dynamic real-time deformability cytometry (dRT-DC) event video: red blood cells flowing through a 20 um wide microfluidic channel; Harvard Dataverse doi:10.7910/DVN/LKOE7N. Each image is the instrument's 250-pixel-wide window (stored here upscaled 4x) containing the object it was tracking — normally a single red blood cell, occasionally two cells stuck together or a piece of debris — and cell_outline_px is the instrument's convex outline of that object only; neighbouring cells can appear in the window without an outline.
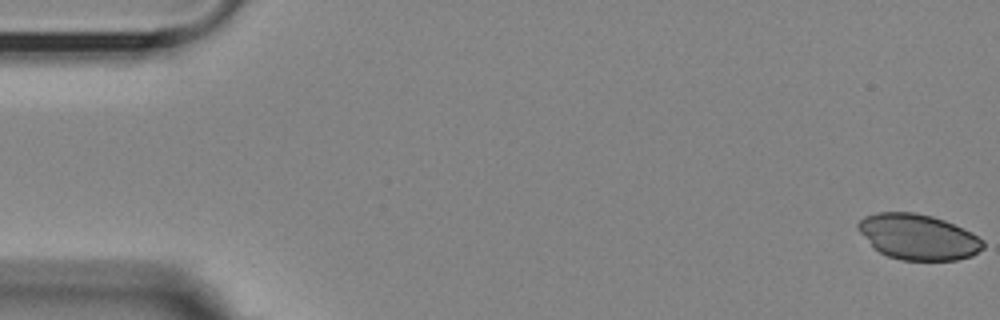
{"species": "Egyptian fruit bat (a non-hibernating species)", "species_latin": "Rousettus aegyptiacus", "temperature_condition": "room temperature", "stored_images_in_passage": 56, "camera_frame_rate_fps": 3000, "um_per_image_px": 0.085, "animal": {"sex": "female"}, "frame": {"image": 1, "passage_image": 1, "time_ms": 0.0, "image_size_px": [1000, 320], "cell_outline_px": [[984, 248], [972, 256], [956, 260], [904, 260], [888, 256], [880, 252], [856, 228], [856, 224], [864, 216], [876, 212], [916, 212], [932, 216], [944, 220], [984, 240]], "centroid_in_image_um": [78.03, 20.13], "position_along_channel_um": 7.0, "area_um2": 32.83}}